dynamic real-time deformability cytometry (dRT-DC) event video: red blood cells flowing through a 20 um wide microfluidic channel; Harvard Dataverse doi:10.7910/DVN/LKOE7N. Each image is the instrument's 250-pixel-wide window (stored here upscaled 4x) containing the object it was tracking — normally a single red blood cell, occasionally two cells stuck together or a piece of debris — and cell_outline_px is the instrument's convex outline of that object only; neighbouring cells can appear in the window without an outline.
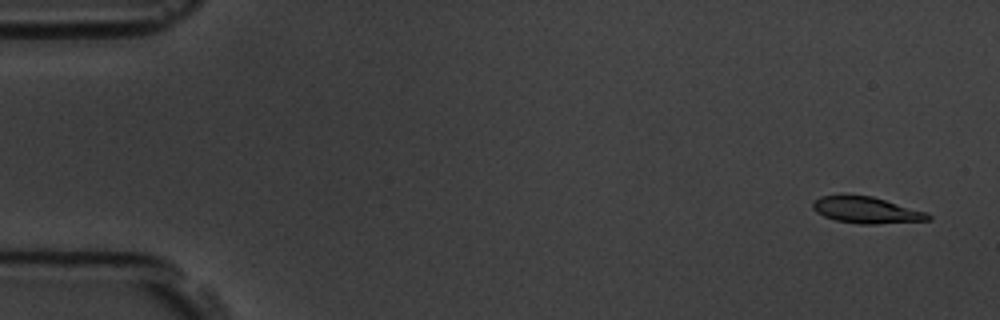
{"species": "common noctule bat (a hibernating species)", "species_latin": "Nyctalus noctula", "temperature_condition": "room temperature", "stored_images_in_passage": 5, "camera_frame_rate_fps": 3000, "um_per_image_px": 0.085, "animal": {"sex": "male", "body_mass_g": 19.5, "forearm_length_mm": 54.6}, "frame": {"image": 1, "passage_image": 1, "time_ms": 0.0, "image_size_px": [1000, 320], "cell_outline_px": [[932, 220], [876, 224], [860, 224], [836, 220], [824, 216], [816, 212], [812, 208], [812, 204], [820, 196], [872, 196], [928, 212], [932, 216]], "centroid_in_image_um": [73.71, 17.87], "position_along_channel_um": 11.3, "area_um2": 17.63}}
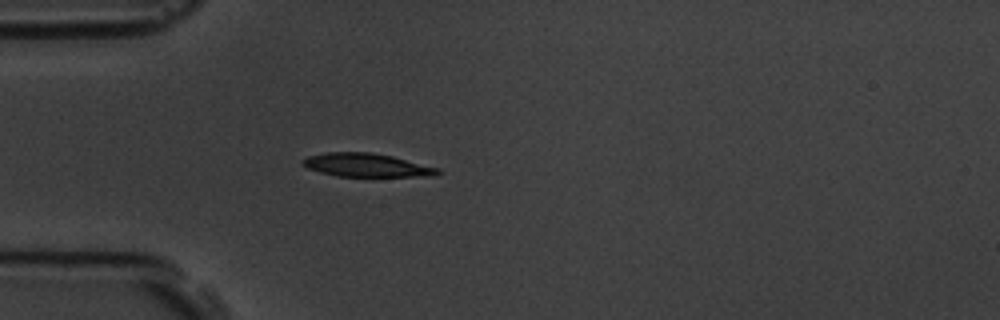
{"frame": {"image": 2, "passage_image": 5, "time_ms": 4.333, "image_size_px": [1000, 320], "cell_outline_px": [[444, 172], [432, 176], [336, 176], [320, 172], [308, 168], [300, 164], [300, 160], [308, 156], [324, 152], [368, 152], [392, 156], [440, 168]], "centroid_in_image_um": [31.15, 14.03], "position_along_channel_um": 53.9, "area_um2": 18.55}}